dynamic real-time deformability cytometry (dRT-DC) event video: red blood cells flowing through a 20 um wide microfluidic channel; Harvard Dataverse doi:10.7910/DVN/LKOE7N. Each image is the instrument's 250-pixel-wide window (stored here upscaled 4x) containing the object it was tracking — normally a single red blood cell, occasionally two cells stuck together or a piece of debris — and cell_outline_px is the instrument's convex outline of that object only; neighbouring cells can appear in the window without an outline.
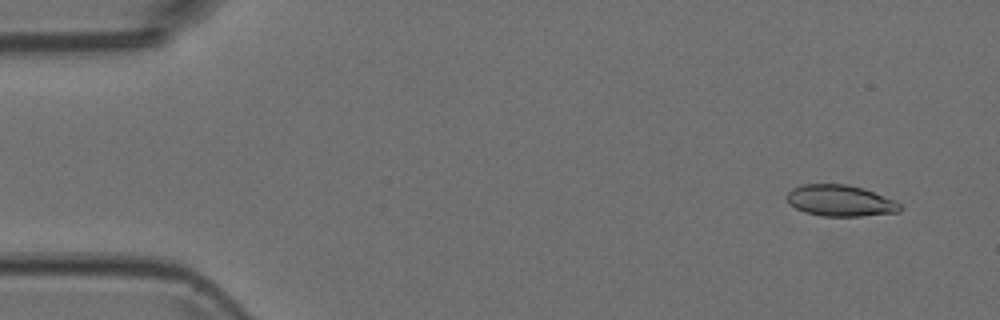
{"species": "Egyptian fruit bat (a non-hibernating species)", "species_latin": "Rousettus aegyptiacus", "temperature_condition": "room temperature", "stored_images_in_passage": 4, "camera_frame_rate_fps": 3000, "um_per_image_px": 0.085, "animal": {"sex": "female"}, "frame": {"image": 1, "passage_image": 1, "time_ms": 0.0, "image_size_px": [1000, 320], "cell_outline_px": [[904, 208], [900, 212], [860, 216], [824, 216], [804, 212], [788, 204], [788, 192], [792, 188], [800, 184], [844, 184], [864, 188], [896, 200]], "centroid_in_image_um": [71.45, 17.05], "position_along_channel_um": 13.5, "area_um2": 20.81}}
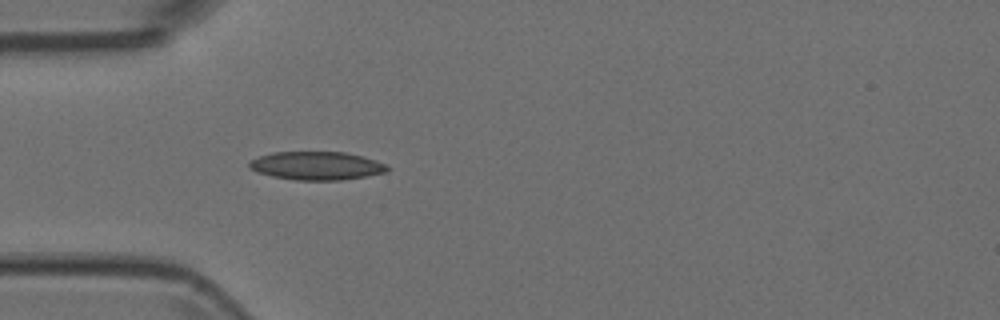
{"frame": {"image": 2, "passage_image": 4, "time_ms": 1.0, "image_size_px": [1000, 320], "cell_outline_px": [[388, 172], [340, 180], [296, 180], [272, 176], [248, 168], [248, 164], [252, 160], [260, 156], [272, 152], [344, 152], [364, 156], [376, 160], [384, 164], [388, 168]], "centroid_in_image_um": [26.92, 14.08], "position_along_channel_um": 58.1, "area_um2": 22.6}}